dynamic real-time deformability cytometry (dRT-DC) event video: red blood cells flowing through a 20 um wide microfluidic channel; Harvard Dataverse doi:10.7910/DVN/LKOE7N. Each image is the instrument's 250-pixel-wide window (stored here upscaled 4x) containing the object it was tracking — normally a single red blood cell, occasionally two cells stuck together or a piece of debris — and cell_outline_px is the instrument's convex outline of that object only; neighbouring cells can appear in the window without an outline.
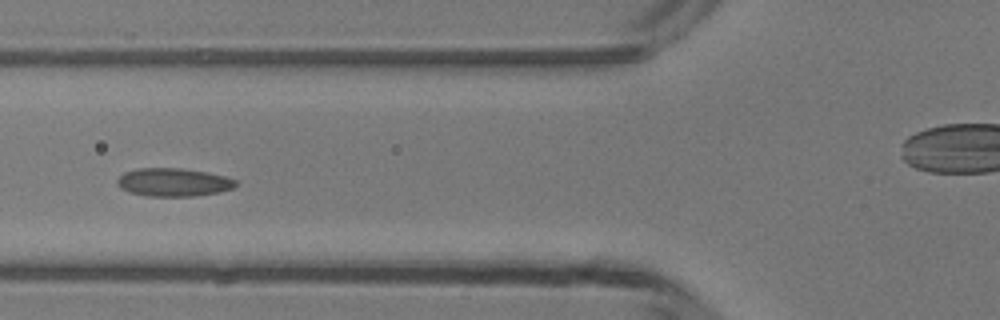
{"species": "common noctule bat (a hibernating species)", "species_latin": "Nyctalus noctula", "temperature_condition": "room temperature", "stored_images_in_passage": 6, "camera_frame_rate_fps": 3000, "um_per_image_px": 0.085, "animal": {"sex": "male", "body_mass_g": 13.3}, "frame": {"image": 1, "passage_image": 5, "time_ms": 4.667, "image_size_px": [1000, 320], "cell_outline_px": [[240, 184], [232, 188], [220, 192], [196, 196], [148, 196], [128, 192], [120, 188], [116, 184], [116, 180], [124, 172], [136, 168], [180, 168], [208, 172], [224, 176], [236, 180]], "centroid_in_image_um": [14.74, 15.49], "position_along_channel_um": 111.1, "area_um2": 19.71}}